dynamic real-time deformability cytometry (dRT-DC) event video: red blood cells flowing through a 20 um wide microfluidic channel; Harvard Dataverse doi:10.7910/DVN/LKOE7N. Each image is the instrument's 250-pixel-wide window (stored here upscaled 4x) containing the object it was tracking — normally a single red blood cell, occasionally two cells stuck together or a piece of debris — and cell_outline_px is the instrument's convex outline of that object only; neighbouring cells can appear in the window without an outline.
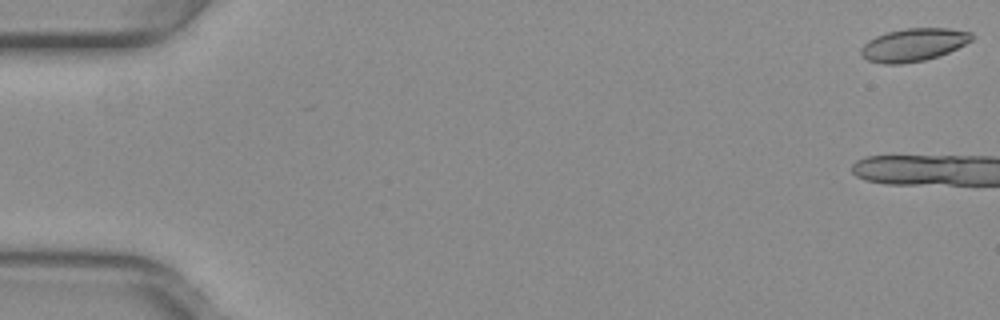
{"species": "common noctule bat (a hibernating species)", "species_latin": "Nyctalus noctula", "temperature_condition": "warm", "stored_images_in_passage": 15, "camera_frame_rate_fps": 3000, "um_per_image_px": 0.085, "animal": {"sex": "female", "body_mass_g": 29.2, "forearm_length_mm": 56.3}, "frame": {"image": 1, "passage_image": 1, "time_ms": 0.0, "image_size_px": [1000, 320], "cell_outline_px": [[972, 40], [948, 52], [924, 60], [900, 64], [884, 64], [868, 60], [860, 52], [860, 48], [868, 40], [876, 36], [888, 32], [904, 28], [948, 28], [972, 32]], "centroid_in_image_um": [77.63, 3.8], "position_along_channel_um": 7.4, "area_um2": 20.98}}